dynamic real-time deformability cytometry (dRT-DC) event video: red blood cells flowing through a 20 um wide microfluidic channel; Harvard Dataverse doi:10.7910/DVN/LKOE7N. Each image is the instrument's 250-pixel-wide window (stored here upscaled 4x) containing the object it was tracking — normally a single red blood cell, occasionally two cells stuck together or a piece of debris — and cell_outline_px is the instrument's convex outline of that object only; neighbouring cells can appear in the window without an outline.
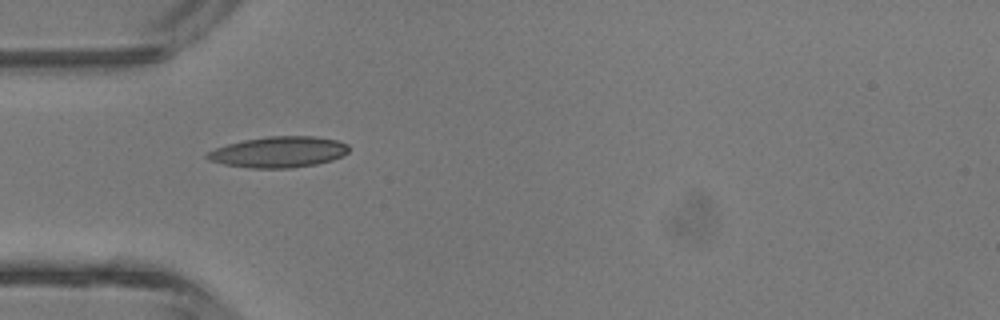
{"species": "common noctule bat (a hibernating species)", "species_latin": "Nyctalus noctula", "temperature_condition": "room temperature", "stored_images_in_passage": 1, "camera_frame_rate_fps": 3000, "um_per_image_px": 0.085, "animal": {"sex": "male", "body_mass_g": 13.3}, "frame": {"image": 1, "passage_image": 1, "time_ms": 0.0, "image_size_px": [1000, 320], "cell_outline_px": [[348, 152], [332, 160], [316, 164], [292, 168], [248, 168], [224, 164], [208, 160], [204, 156], [208, 152], [216, 148], [228, 144], [244, 140], [268, 136], [312, 136], [336, 140], [348, 144]], "centroid_in_image_um": [23.67, 12.92], "position_along_channel_um": 61.3, "area_um2": 25.43}}